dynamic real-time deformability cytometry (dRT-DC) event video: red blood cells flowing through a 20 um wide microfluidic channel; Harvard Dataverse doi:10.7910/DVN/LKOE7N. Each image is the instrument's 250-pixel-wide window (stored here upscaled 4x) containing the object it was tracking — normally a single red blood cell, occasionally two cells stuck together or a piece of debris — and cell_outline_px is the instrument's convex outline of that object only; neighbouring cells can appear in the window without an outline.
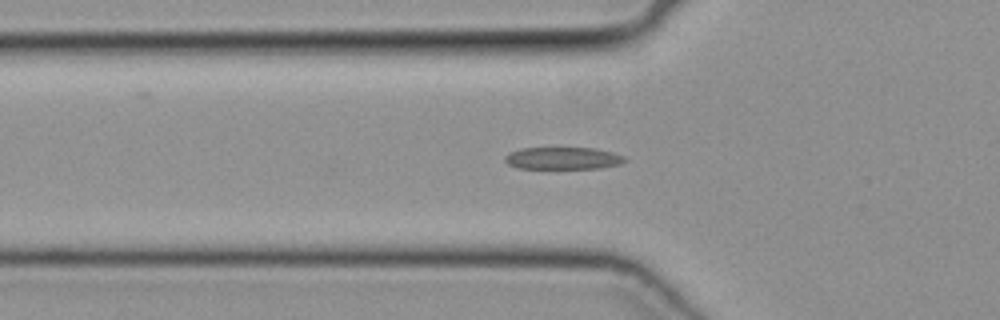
{"species": "common noctule bat (a hibernating species)", "species_latin": "Nyctalus noctula", "temperature_condition": "cold", "stored_images_in_passage": 39, "camera_frame_rate_fps": 3000, "um_per_image_px": 0.085, "animal": {"sex": "female", "body_mass_g": 19.3, "forearm_length_mm": 54.1}, "frame": {"image": 1, "passage_image": 6, "time_ms": 1.667, "image_size_px": [1000, 320], "cell_outline_px": [[628, 160], [620, 164], [600, 168], [516, 168], [508, 164], [504, 160], [504, 156], [520, 148], [596, 148], [612, 152], [624, 156]], "centroid_in_image_um": [47.86, 13.45], "position_along_channel_um": 77.9, "area_um2": 15.49}}
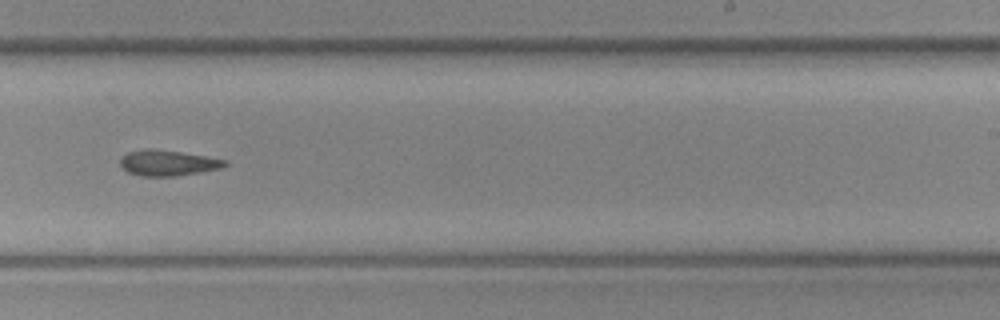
{"frame": {"image": 2, "passage_image": 20, "time_ms": 6.333, "image_size_px": [1000, 320], "cell_outline_px": [[228, 164], [220, 168], [200, 172], [176, 176], [140, 176], [128, 172], [120, 164], [120, 160], [128, 152], [148, 148], [152, 148], [180, 152], [228, 160]], "centroid_in_image_um": [14.27, 13.85], "position_along_channel_um": 274.7, "area_um2": 15.49}}
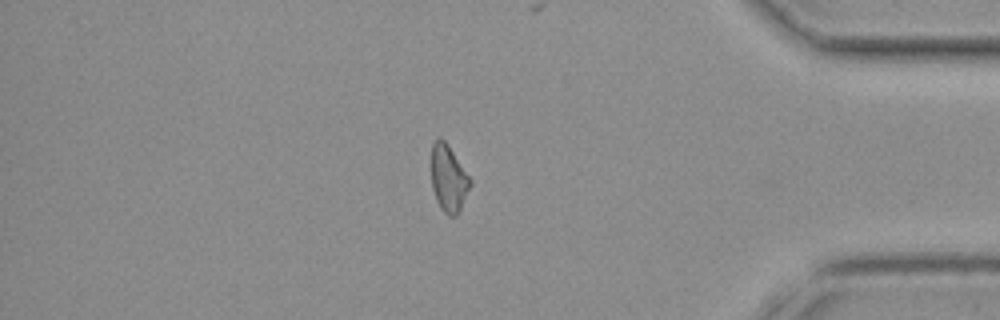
{"frame": {"image": 3, "passage_image": 31, "time_ms": 10.0, "image_size_px": [1000, 320], "cell_outline_px": [[472, 184], [460, 212], [456, 216], [448, 216], [440, 208], [436, 200], [432, 188], [432, 144], [436, 140], [444, 140], [472, 180]], "centroid_in_image_um": [38.15, 15.25], "position_along_channel_um": 397.1, "area_um2": 15.03}}